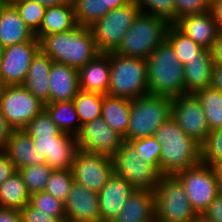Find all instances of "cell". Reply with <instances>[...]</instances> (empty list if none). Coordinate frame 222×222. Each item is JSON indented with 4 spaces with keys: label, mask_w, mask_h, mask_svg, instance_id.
<instances>
[{
    "label": "cell",
    "mask_w": 222,
    "mask_h": 222,
    "mask_svg": "<svg viewBox=\"0 0 222 222\" xmlns=\"http://www.w3.org/2000/svg\"><path fill=\"white\" fill-rule=\"evenodd\" d=\"M191 222H212V221H209L203 214H198Z\"/></svg>",
    "instance_id": "obj_54"
},
{
    "label": "cell",
    "mask_w": 222,
    "mask_h": 222,
    "mask_svg": "<svg viewBox=\"0 0 222 222\" xmlns=\"http://www.w3.org/2000/svg\"><path fill=\"white\" fill-rule=\"evenodd\" d=\"M195 95L200 101L209 130L222 128V92L209 87Z\"/></svg>",
    "instance_id": "obj_33"
},
{
    "label": "cell",
    "mask_w": 222,
    "mask_h": 222,
    "mask_svg": "<svg viewBox=\"0 0 222 222\" xmlns=\"http://www.w3.org/2000/svg\"><path fill=\"white\" fill-rule=\"evenodd\" d=\"M32 30L23 22L16 7L5 0L0 7V45L5 48L35 38Z\"/></svg>",
    "instance_id": "obj_19"
},
{
    "label": "cell",
    "mask_w": 222,
    "mask_h": 222,
    "mask_svg": "<svg viewBox=\"0 0 222 222\" xmlns=\"http://www.w3.org/2000/svg\"><path fill=\"white\" fill-rule=\"evenodd\" d=\"M52 59L41 50L34 56L22 86L44 105L49 103Z\"/></svg>",
    "instance_id": "obj_24"
},
{
    "label": "cell",
    "mask_w": 222,
    "mask_h": 222,
    "mask_svg": "<svg viewBox=\"0 0 222 222\" xmlns=\"http://www.w3.org/2000/svg\"><path fill=\"white\" fill-rule=\"evenodd\" d=\"M176 21L187 15L201 14L210 10V0H174Z\"/></svg>",
    "instance_id": "obj_43"
},
{
    "label": "cell",
    "mask_w": 222,
    "mask_h": 222,
    "mask_svg": "<svg viewBox=\"0 0 222 222\" xmlns=\"http://www.w3.org/2000/svg\"><path fill=\"white\" fill-rule=\"evenodd\" d=\"M103 94L79 91L73 99L79 121L82 124L102 115Z\"/></svg>",
    "instance_id": "obj_34"
},
{
    "label": "cell",
    "mask_w": 222,
    "mask_h": 222,
    "mask_svg": "<svg viewBox=\"0 0 222 222\" xmlns=\"http://www.w3.org/2000/svg\"><path fill=\"white\" fill-rule=\"evenodd\" d=\"M49 103L73 100L80 91L79 72L62 63H52L49 76Z\"/></svg>",
    "instance_id": "obj_22"
},
{
    "label": "cell",
    "mask_w": 222,
    "mask_h": 222,
    "mask_svg": "<svg viewBox=\"0 0 222 222\" xmlns=\"http://www.w3.org/2000/svg\"><path fill=\"white\" fill-rule=\"evenodd\" d=\"M201 163L212 167L222 163V128L211 130L201 145Z\"/></svg>",
    "instance_id": "obj_39"
},
{
    "label": "cell",
    "mask_w": 222,
    "mask_h": 222,
    "mask_svg": "<svg viewBox=\"0 0 222 222\" xmlns=\"http://www.w3.org/2000/svg\"><path fill=\"white\" fill-rule=\"evenodd\" d=\"M135 188L124 178L114 173L98 192L99 209L102 222H111L120 213Z\"/></svg>",
    "instance_id": "obj_18"
},
{
    "label": "cell",
    "mask_w": 222,
    "mask_h": 222,
    "mask_svg": "<svg viewBox=\"0 0 222 222\" xmlns=\"http://www.w3.org/2000/svg\"><path fill=\"white\" fill-rule=\"evenodd\" d=\"M71 171L74 182L98 193L114 173L112 157L78 149Z\"/></svg>",
    "instance_id": "obj_12"
},
{
    "label": "cell",
    "mask_w": 222,
    "mask_h": 222,
    "mask_svg": "<svg viewBox=\"0 0 222 222\" xmlns=\"http://www.w3.org/2000/svg\"><path fill=\"white\" fill-rule=\"evenodd\" d=\"M2 52H3V47L0 45V60H1V57H2Z\"/></svg>",
    "instance_id": "obj_55"
},
{
    "label": "cell",
    "mask_w": 222,
    "mask_h": 222,
    "mask_svg": "<svg viewBox=\"0 0 222 222\" xmlns=\"http://www.w3.org/2000/svg\"><path fill=\"white\" fill-rule=\"evenodd\" d=\"M31 1L38 2L40 4L45 5L46 7L73 3V0H31Z\"/></svg>",
    "instance_id": "obj_52"
},
{
    "label": "cell",
    "mask_w": 222,
    "mask_h": 222,
    "mask_svg": "<svg viewBox=\"0 0 222 222\" xmlns=\"http://www.w3.org/2000/svg\"><path fill=\"white\" fill-rule=\"evenodd\" d=\"M213 169H214L216 177H217V182H218L220 191L222 192V163L214 165Z\"/></svg>",
    "instance_id": "obj_53"
},
{
    "label": "cell",
    "mask_w": 222,
    "mask_h": 222,
    "mask_svg": "<svg viewBox=\"0 0 222 222\" xmlns=\"http://www.w3.org/2000/svg\"><path fill=\"white\" fill-rule=\"evenodd\" d=\"M0 222H22L21 213L18 210L0 208Z\"/></svg>",
    "instance_id": "obj_49"
},
{
    "label": "cell",
    "mask_w": 222,
    "mask_h": 222,
    "mask_svg": "<svg viewBox=\"0 0 222 222\" xmlns=\"http://www.w3.org/2000/svg\"><path fill=\"white\" fill-rule=\"evenodd\" d=\"M77 147L81 151L113 157L124 142L123 136L113 130L102 117L81 125L76 135Z\"/></svg>",
    "instance_id": "obj_14"
},
{
    "label": "cell",
    "mask_w": 222,
    "mask_h": 222,
    "mask_svg": "<svg viewBox=\"0 0 222 222\" xmlns=\"http://www.w3.org/2000/svg\"><path fill=\"white\" fill-rule=\"evenodd\" d=\"M146 63L149 94L170 98L185 95L183 65L167 39L146 58Z\"/></svg>",
    "instance_id": "obj_3"
},
{
    "label": "cell",
    "mask_w": 222,
    "mask_h": 222,
    "mask_svg": "<svg viewBox=\"0 0 222 222\" xmlns=\"http://www.w3.org/2000/svg\"><path fill=\"white\" fill-rule=\"evenodd\" d=\"M211 87L222 92V65L213 66Z\"/></svg>",
    "instance_id": "obj_51"
},
{
    "label": "cell",
    "mask_w": 222,
    "mask_h": 222,
    "mask_svg": "<svg viewBox=\"0 0 222 222\" xmlns=\"http://www.w3.org/2000/svg\"><path fill=\"white\" fill-rule=\"evenodd\" d=\"M44 109V104L22 85L1 86L0 112L14 130L23 129Z\"/></svg>",
    "instance_id": "obj_11"
},
{
    "label": "cell",
    "mask_w": 222,
    "mask_h": 222,
    "mask_svg": "<svg viewBox=\"0 0 222 222\" xmlns=\"http://www.w3.org/2000/svg\"><path fill=\"white\" fill-rule=\"evenodd\" d=\"M76 26L73 3L46 7L44 18L35 36L39 40L42 36L65 32Z\"/></svg>",
    "instance_id": "obj_26"
},
{
    "label": "cell",
    "mask_w": 222,
    "mask_h": 222,
    "mask_svg": "<svg viewBox=\"0 0 222 222\" xmlns=\"http://www.w3.org/2000/svg\"><path fill=\"white\" fill-rule=\"evenodd\" d=\"M183 184L192 208L203 214L221 192L212 166L199 163L175 174Z\"/></svg>",
    "instance_id": "obj_10"
},
{
    "label": "cell",
    "mask_w": 222,
    "mask_h": 222,
    "mask_svg": "<svg viewBox=\"0 0 222 222\" xmlns=\"http://www.w3.org/2000/svg\"><path fill=\"white\" fill-rule=\"evenodd\" d=\"M172 115V98L146 94L131 100L129 125L124 141L154 136Z\"/></svg>",
    "instance_id": "obj_5"
},
{
    "label": "cell",
    "mask_w": 222,
    "mask_h": 222,
    "mask_svg": "<svg viewBox=\"0 0 222 222\" xmlns=\"http://www.w3.org/2000/svg\"><path fill=\"white\" fill-rule=\"evenodd\" d=\"M185 94H196L211 87L213 63L211 59H193L183 66Z\"/></svg>",
    "instance_id": "obj_29"
},
{
    "label": "cell",
    "mask_w": 222,
    "mask_h": 222,
    "mask_svg": "<svg viewBox=\"0 0 222 222\" xmlns=\"http://www.w3.org/2000/svg\"><path fill=\"white\" fill-rule=\"evenodd\" d=\"M40 50V42L33 40L3 48L0 60V84L22 85L34 56Z\"/></svg>",
    "instance_id": "obj_13"
},
{
    "label": "cell",
    "mask_w": 222,
    "mask_h": 222,
    "mask_svg": "<svg viewBox=\"0 0 222 222\" xmlns=\"http://www.w3.org/2000/svg\"><path fill=\"white\" fill-rule=\"evenodd\" d=\"M139 13V7L133 2L110 10L89 27L99 53L114 52Z\"/></svg>",
    "instance_id": "obj_8"
},
{
    "label": "cell",
    "mask_w": 222,
    "mask_h": 222,
    "mask_svg": "<svg viewBox=\"0 0 222 222\" xmlns=\"http://www.w3.org/2000/svg\"><path fill=\"white\" fill-rule=\"evenodd\" d=\"M178 126L198 144L202 145L210 130L199 99L194 94L172 98V115Z\"/></svg>",
    "instance_id": "obj_15"
},
{
    "label": "cell",
    "mask_w": 222,
    "mask_h": 222,
    "mask_svg": "<svg viewBox=\"0 0 222 222\" xmlns=\"http://www.w3.org/2000/svg\"><path fill=\"white\" fill-rule=\"evenodd\" d=\"M210 11L215 19L218 30H222V0H212Z\"/></svg>",
    "instance_id": "obj_50"
},
{
    "label": "cell",
    "mask_w": 222,
    "mask_h": 222,
    "mask_svg": "<svg viewBox=\"0 0 222 222\" xmlns=\"http://www.w3.org/2000/svg\"><path fill=\"white\" fill-rule=\"evenodd\" d=\"M153 194L156 222H191L198 215L175 175H162Z\"/></svg>",
    "instance_id": "obj_7"
},
{
    "label": "cell",
    "mask_w": 222,
    "mask_h": 222,
    "mask_svg": "<svg viewBox=\"0 0 222 222\" xmlns=\"http://www.w3.org/2000/svg\"><path fill=\"white\" fill-rule=\"evenodd\" d=\"M111 222H155L153 191L135 189Z\"/></svg>",
    "instance_id": "obj_25"
},
{
    "label": "cell",
    "mask_w": 222,
    "mask_h": 222,
    "mask_svg": "<svg viewBox=\"0 0 222 222\" xmlns=\"http://www.w3.org/2000/svg\"><path fill=\"white\" fill-rule=\"evenodd\" d=\"M13 131V127L7 122L6 117L0 112V150L4 149Z\"/></svg>",
    "instance_id": "obj_48"
},
{
    "label": "cell",
    "mask_w": 222,
    "mask_h": 222,
    "mask_svg": "<svg viewBox=\"0 0 222 222\" xmlns=\"http://www.w3.org/2000/svg\"><path fill=\"white\" fill-rule=\"evenodd\" d=\"M203 215L212 222H222V192L209 204Z\"/></svg>",
    "instance_id": "obj_45"
},
{
    "label": "cell",
    "mask_w": 222,
    "mask_h": 222,
    "mask_svg": "<svg viewBox=\"0 0 222 222\" xmlns=\"http://www.w3.org/2000/svg\"><path fill=\"white\" fill-rule=\"evenodd\" d=\"M29 204L35 209L49 214V216L61 218L65 222L64 203L45 191L30 195Z\"/></svg>",
    "instance_id": "obj_40"
},
{
    "label": "cell",
    "mask_w": 222,
    "mask_h": 222,
    "mask_svg": "<svg viewBox=\"0 0 222 222\" xmlns=\"http://www.w3.org/2000/svg\"><path fill=\"white\" fill-rule=\"evenodd\" d=\"M17 9L23 22L34 34L39 31L46 6L31 0H9Z\"/></svg>",
    "instance_id": "obj_36"
},
{
    "label": "cell",
    "mask_w": 222,
    "mask_h": 222,
    "mask_svg": "<svg viewBox=\"0 0 222 222\" xmlns=\"http://www.w3.org/2000/svg\"><path fill=\"white\" fill-rule=\"evenodd\" d=\"M34 147L45 156L46 163L53 169H71L78 150L76 136H30Z\"/></svg>",
    "instance_id": "obj_16"
},
{
    "label": "cell",
    "mask_w": 222,
    "mask_h": 222,
    "mask_svg": "<svg viewBox=\"0 0 222 222\" xmlns=\"http://www.w3.org/2000/svg\"><path fill=\"white\" fill-rule=\"evenodd\" d=\"M154 137L161 145L160 172L175 175L201 163V145L188 136L170 117L155 131Z\"/></svg>",
    "instance_id": "obj_1"
},
{
    "label": "cell",
    "mask_w": 222,
    "mask_h": 222,
    "mask_svg": "<svg viewBox=\"0 0 222 222\" xmlns=\"http://www.w3.org/2000/svg\"><path fill=\"white\" fill-rule=\"evenodd\" d=\"M209 52L213 66L222 65V30H218L217 38L212 43Z\"/></svg>",
    "instance_id": "obj_47"
},
{
    "label": "cell",
    "mask_w": 222,
    "mask_h": 222,
    "mask_svg": "<svg viewBox=\"0 0 222 222\" xmlns=\"http://www.w3.org/2000/svg\"><path fill=\"white\" fill-rule=\"evenodd\" d=\"M65 222H102L98 193L73 182L64 202Z\"/></svg>",
    "instance_id": "obj_17"
},
{
    "label": "cell",
    "mask_w": 222,
    "mask_h": 222,
    "mask_svg": "<svg viewBox=\"0 0 222 222\" xmlns=\"http://www.w3.org/2000/svg\"><path fill=\"white\" fill-rule=\"evenodd\" d=\"M174 25L204 49L209 50L217 38L218 28L210 10L181 17Z\"/></svg>",
    "instance_id": "obj_20"
},
{
    "label": "cell",
    "mask_w": 222,
    "mask_h": 222,
    "mask_svg": "<svg viewBox=\"0 0 222 222\" xmlns=\"http://www.w3.org/2000/svg\"><path fill=\"white\" fill-rule=\"evenodd\" d=\"M13 162L0 150V185L16 172Z\"/></svg>",
    "instance_id": "obj_46"
},
{
    "label": "cell",
    "mask_w": 222,
    "mask_h": 222,
    "mask_svg": "<svg viewBox=\"0 0 222 222\" xmlns=\"http://www.w3.org/2000/svg\"><path fill=\"white\" fill-rule=\"evenodd\" d=\"M112 161L114 174L126 179L137 190L153 191L162 177L154 165L139 158L137 149L129 141L123 142Z\"/></svg>",
    "instance_id": "obj_9"
},
{
    "label": "cell",
    "mask_w": 222,
    "mask_h": 222,
    "mask_svg": "<svg viewBox=\"0 0 222 222\" xmlns=\"http://www.w3.org/2000/svg\"><path fill=\"white\" fill-rule=\"evenodd\" d=\"M73 182L71 169H55L52 171L44 191L64 203L68 198Z\"/></svg>",
    "instance_id": "obj_37"
},
{
    "label": "cell",
    "mask_w": 222,
    "mask_h": 222,
    "mask_svg": "<svg viewBox=\"0 0 222 222\" xmlns=\"http://www.w3.org/2000/svg\"><path fill=\"white\" fill-rule=\"evenodd\" d=\"M140 12L165 19L169 24L176 22V6L174 0H133ZM150 9V10H149Z\"/></svg>",
    "instance_id": "obj_38"
},
{
    "label": "cell",
    "mask_w": 222,
    "mask_h": 222,
    "mask_svg": "<svg viewBox=\"0 0 222 222\" xmlns=\"http://www.w3.org/2000/svg\"><path fill=\"white\" fill-rule=\"evenodd\" d=\"M44 109L61 132L76 136L81 128V123L73 100L47 103Z\"/></svg>",
    "instance_id": "obj_31"
},
{
    "label": "cell",
    "mask_w": 222,
    "mask_h": 222,
    "mask_svg": "<svg viewBox=\"0 0 222 222\" xmlns=\"http://www.w3.org/2000/svg\"><path fill=\"white\" fill-rule=\"evenodd\" d=\"M30 202L22 176L18 171L0 185V208L20 211Z\"/></svg>",
    "instance_id": "obj_32"
},
{
    "label": "cell",
    "mask_w": 222,
    "mask_h": 222,
    "mask_svg": "<svg viewBox=\"0 0 222 222\" xmlns=\"http://www.w3.org/2000/svg\"><path fill=\"white\" fill-rule=\"evenodd\" d=\"M81 91L106 95L109 89L110 53L98 55L79 70Z\"/></svg>",
    "instance_id": "obj_21"
},
{
    "label": "cell",
    "mask_w": 222,
    "mask_h": 222,
    "mask_svg": "<svg viewBox=\"0 0 222 222\" xmlns=\"http://www.w3.org/2000/svg\"><path fill=\"white\" fill-rule=\"evenodd\" d=\"M40 50L53 62L66 64L79 70L92 61L99 53L89 27L75 28L42 36Z\"/></svg>",
    "instance_id": "obj_2"
},
{
    "label": "cell",
    "mask_w": 222,
    "mask_h": 222,
    "mask_svg": "<svg viewBox=\"0 0 222 222\" xmlns=\"http://www.w3.org/2000/svg\"><path fill=\"white\" fill-rule=\"evenodd\" d=\"M130 107V99L107 94L103 96L101 117L113 130L123 137L126 135L129 125Z\"/></svg>",
    "instance_id": "obj_28"
},
{
    "label": "cell",
    "mask_w": 222,
    "mask_h": 222,
    "mask_svg": "<svg viewBox=\"0 0 222 222\" xmlns=\"http://www.w3.org/2000/svg\"><path fill=\"white\" fill-rule=\"evenodd\" d=\"M166 39L173 46L183 66L193 59H211L208 49L199 46L190 37L182 33L174 24L169 25Z\"/></svg>",
    "instance_id": "obj_30"
},
{
    "label": "cell",
    "mask_w": 222,
    "mask_h": 222,
    "mask_svg": "<svg viewBox=\"0 0 222 222\" xmlns=\"http://www.w3.org/2000/svg\"><path fill=\"white\" fill-rule=\"evenodd\" d=\"M169 25L165 19L140 12L114 53L146 59L166 39Z\"/></svg>",
    "instance_id": "obj_4"
},
{
    "label": "cell",
    "mask_w": 222,
    "mask_h": 222,
    "mask_svg": "<svg viewBox=\"0 0 222 222\" xmlns=\"http://www.w3.org/2000/svg\"><path fill=\"white\" fill-rule=\"evenodd\" d=\"M108 94L133 100L149 93L145 58H134L110 53Z\"/></svg>",
    "instance_id": "obj_6"
},
{
    "label": "cell",
    "mask_w": 222,
    "mask_h": 222,
    "mask_svg": "<svg viewBox=\"0 0 222 222\" xmlns=\"http://www.w3.org/2000/svg\"><path fill=\"white\" fill-rule=\"evenodd\" d=\"M138 151V156L148 164L154 165L160 171L161 145L154 136L130 141Z\"/></svg>",
    "instance_id": "obj_42"
},
{
    "label": "cell",
    "mask_w": 222,
    "mask_h": 222,
    "mask_svg": "<svg viewBox=\"0 0 222 222\" xmlns=\"http://www.w3.org/2000/svg\"><path fill=\"white\" fill-rule=\"evenodd\" d=\"M23 178L30 195L45 190L47 181L53 169L47 164L26 166L17 170Z\"/></svg>",
    "instance_id": "obj_35"
},
{
    "label": "cell",
    "mask_w": 222,
    "mask_h": 222,
    "mask_svg": "<svg viewBox=\"0 0 222 222\" xmlns=\"http://www.w3.org/2000/svg\"><path fill=\"white\" fill-rule=\"evenodd\" d=\"M13 162L16 170L46 163L45 156L33 144L32 138L23 130H14L2 150Z\"/></svg>",
    "instance_id": "obj_23"
},
{
    "label": "cell",
    "mask_w": 222,
    "mask_h": 222,
    "mask_svg": "<svg viewBox=\"0 0 222 222\" xmlns=\"http://www.w3.org/2000/svg\"><path fill=\"white\" fill-rule=\"evenodd\" d=\"M23 130L29 136H64L66 134L58 129L45 109L36 115Z\"/></svg>",
    "instance_id": "obj_41"
},
{
    "label": "cell",
    "mask_w": 222,
    "mask_h": 222,
    "mask_svg": "<svg viewBox=\"0 0 222 222\" xmlns=\"http://www.w3.org/2000/svg\"><path fill=\"white\" fill-rule=\"evenodd\" d=\"M20 213L22 222H64L61 218L49 216V214L35 209L29 203L20 210Z\"/></svg>",
    "instance_id": "obj_44"
},
{
    "label": "cell",
    "mask_w": 222,
    "mask_h": 222,
    "mask_svg": "<svg viewBox=\"0 0 222 222\" xmlns=\"http://www.w3.org/2000/svg\"><path fill=\"white\" fill-rule=\"evenodd\" d=\"M133 0H73L76 23L91 27L107 12L133 3Z\"/></svg>",
    "instance_id": "obj_27"
}]
</instances>
